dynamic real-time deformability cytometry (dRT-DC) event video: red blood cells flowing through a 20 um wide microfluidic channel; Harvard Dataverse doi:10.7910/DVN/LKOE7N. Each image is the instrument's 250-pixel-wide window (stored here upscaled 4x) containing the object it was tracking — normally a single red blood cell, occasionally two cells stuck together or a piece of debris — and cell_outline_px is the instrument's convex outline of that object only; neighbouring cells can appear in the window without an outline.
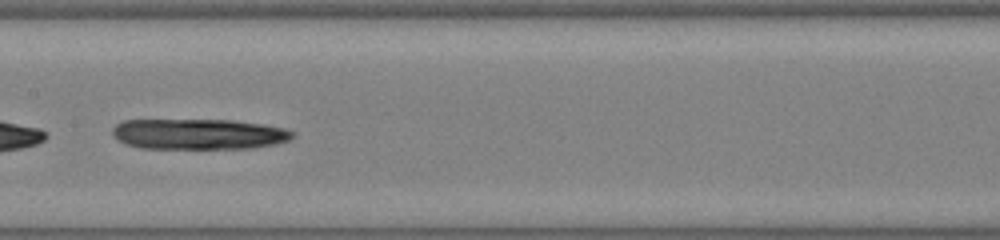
{"species": "common noctule bat (a hibernating species)", "species_latin": "Nyctalus noctula", "temperature_condition": "warm", "stored_images_in_passage": 41, "camera_frame_rate_fps": 3000, "um_per_image_px": 0.085, "animal": {"sex": "male", "body_mass_g": 19.0, "forearm_length_mm": 50.8}, "frame": {"image": 1, "passage_image": 23, "time_ms": 7.333, "image_size_px": [1000, 240], "cell_outline_px": [[296, 136], [288, 140], [276, 144], [252, 148], [140, 148], [124, 144], [116, 140], [112, 132], [112, 128], [116, 124], [124, 120], [232, 120], [260, 124], [284, 128], [296, 132]], "centroid_in_image_um": [16.87, 11.4], "position_along_channel_um": 190.5, "area_um2": 32.25}}